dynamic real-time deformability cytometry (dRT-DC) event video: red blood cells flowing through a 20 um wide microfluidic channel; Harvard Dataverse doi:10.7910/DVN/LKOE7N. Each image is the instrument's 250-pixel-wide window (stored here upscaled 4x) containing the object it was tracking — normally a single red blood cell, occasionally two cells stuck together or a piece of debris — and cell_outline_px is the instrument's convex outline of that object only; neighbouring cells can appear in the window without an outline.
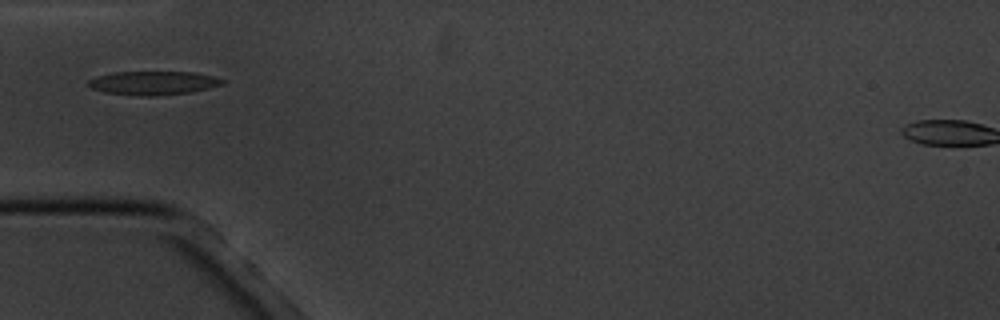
{"species": "common noctule bat (a hibernating species)", "species_latin": "Nyctalus noctula", "temperature_condition": "cold", "stored_images_in_passage": 5, "camera_frame_rate_fps": 3000, "um_per_image_px": 0.085, "animal": {"sex": "male", "body_mass_g": 20.1, "forearm_length_mm": 53.5}, "frame": {"image": 1, "passage_image": 1, "time_ms": 0.0, "image_size_px": [1000, 320], "cell_outline_px": [[224, 84], [192, 92], [148, 96], [140, 96], [104, 92], [92, 88], [88, 84], [88, 80], [96, 76], [112, 72], [196, 72], [212, 76], [224, 80]], "centroid_in_image_um": [13.01, 7.05], "position_along_channel_um": 72.0, "area_um2": 18.44}}
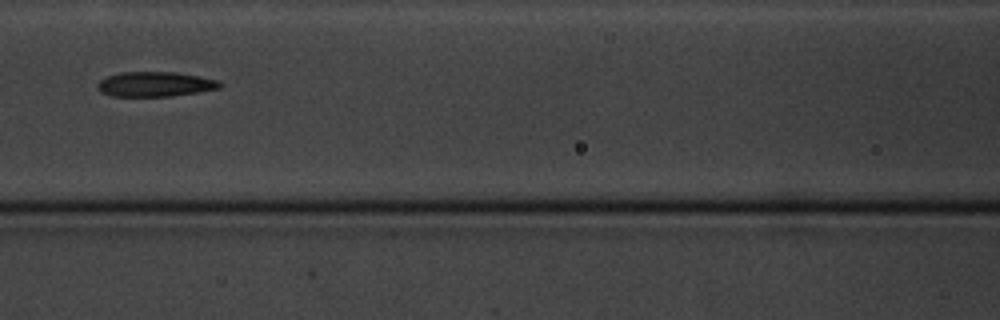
{"frame": {"image": 2, "passage_image": 3, "time_ms": 2.333, "image_size_px": [1000, 320], "cell_outline_px": [[224, 84], [220, 88], [172, 96], [112, 96], [100, 92], [96, 84], [100, 80], [108, 76], [120, 72], [176, 72], [220, 80]], "centroid_in_image_um": [13.19, 7.15], "position_along_channel_um": 153.4, "area_um2": 17.74}}
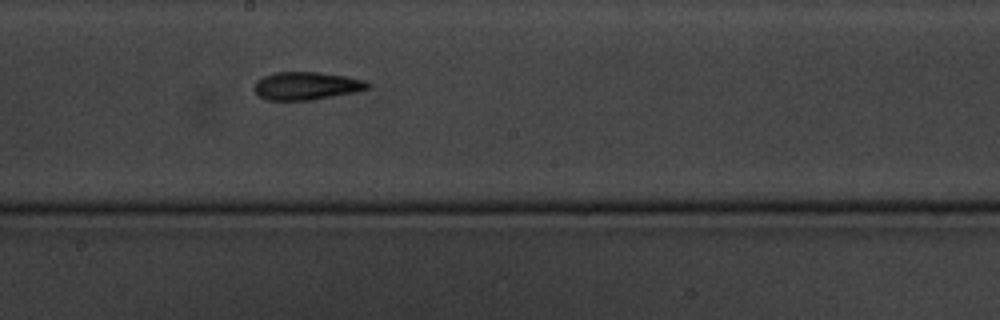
{"frame": {"image": 3, "passage_image": 5, "time_ms": 4.333, "image_size_px": [1000, 320], "cell_outline_px": [[372, 84], [368, 88], [356, 92], [312, 100], [268, 100], [260, 96], [256, 92], [256, 80], [264, 76], [276, 72], [320, 72], [344, 76], [364, 80]], "centroid_in_image_um": [26.08, 7.29], "position_along_channel_um": 222.1, "area_um2": 18.32}}